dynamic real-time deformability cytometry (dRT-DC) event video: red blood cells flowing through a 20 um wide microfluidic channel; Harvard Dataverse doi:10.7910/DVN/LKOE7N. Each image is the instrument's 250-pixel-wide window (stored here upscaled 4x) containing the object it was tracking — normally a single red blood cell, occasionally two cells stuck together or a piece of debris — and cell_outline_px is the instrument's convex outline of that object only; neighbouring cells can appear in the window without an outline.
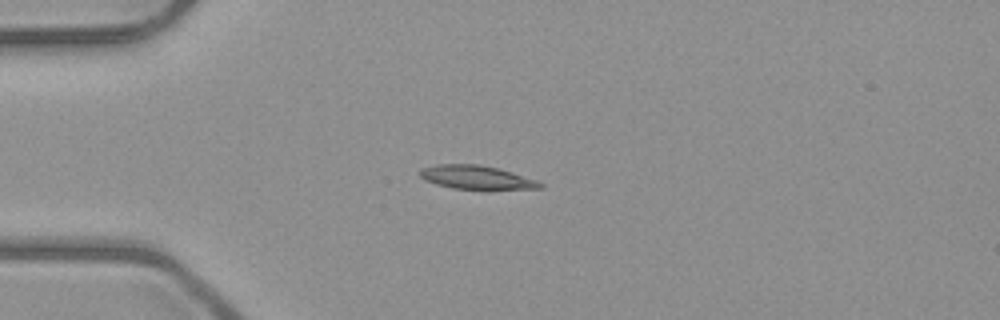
{"species": "common noctule bat (a hibernating species)", "species_latin": "Nyctalus noctula", "temperature_condition": "room temperature", "stored_images_in_passage": 6, "camera_frame_rate_fps": 3000, "um_per_image_px": 0.085, "animal": {"sex": "male", "body_mass_g": 23.1, "forearm_length_mm": 52.7}, "frame": {"image": 1, "passage_image": 3, "time_ms": 3.0, "image_size_px": [1000, 320], "cell_outline_px": [[544, 188], [488, 192], [452, 188], [436, 184], [424, 180], [420, 176], [420, 168], [436, 164], [480, 164], [500, 168], [536, 180], [544, 184]], "centroid_in_image_um": [40.57, 15.12], "position_along_channel_um": 44.4, "area_um2": 17.63}}
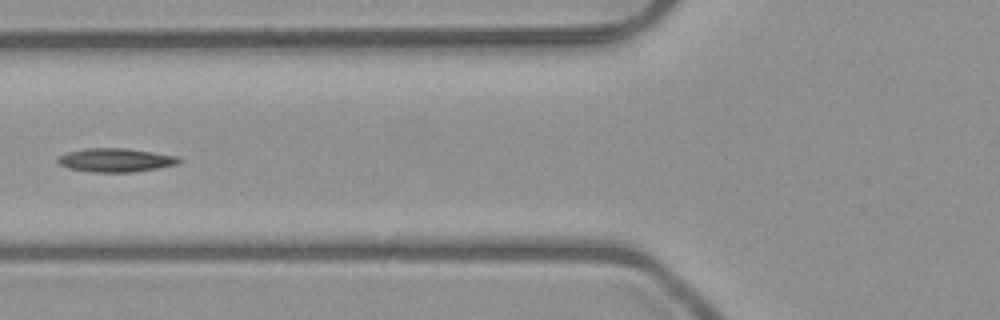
{"frame": {"image": 2, "passage_image": 5, "time_ms": 5.333, "image_size_px": [1000, 320], "cell_outline_px": [[184, 160], [176, 164], [156, 168], [132, 172], [92, 172], [68, 168], [60, 164], [56, 160], [60, 156], [68, 152], [84, 148], [124, 148], [180, 156]], "centroid_in_image_um": [9.85, 13.6], "position_along_channel_um": 116.0, "area_um2": 16.65}}
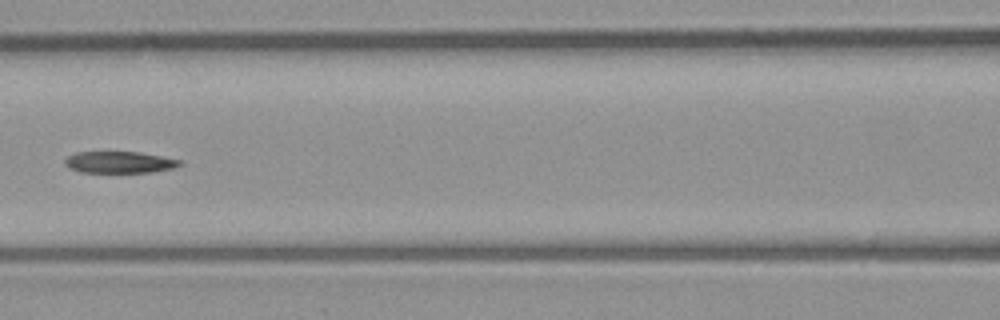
{"frame": {"image": 3, "passage_image": 6, "time_ms": 6.333, "image_size_px": [1000, 320], "cell_outline_px": [[184, 164], [172, 168], [152, 172], [80, 172], [68, 168], [64, 164], [64, 160], [68, 156], [76, 152], [140, 152], [180, 160]], "centroid_in_image_um": [10.12, 13.79], "position_along_channel_um": 156.5, "area_um2": 14.45}}